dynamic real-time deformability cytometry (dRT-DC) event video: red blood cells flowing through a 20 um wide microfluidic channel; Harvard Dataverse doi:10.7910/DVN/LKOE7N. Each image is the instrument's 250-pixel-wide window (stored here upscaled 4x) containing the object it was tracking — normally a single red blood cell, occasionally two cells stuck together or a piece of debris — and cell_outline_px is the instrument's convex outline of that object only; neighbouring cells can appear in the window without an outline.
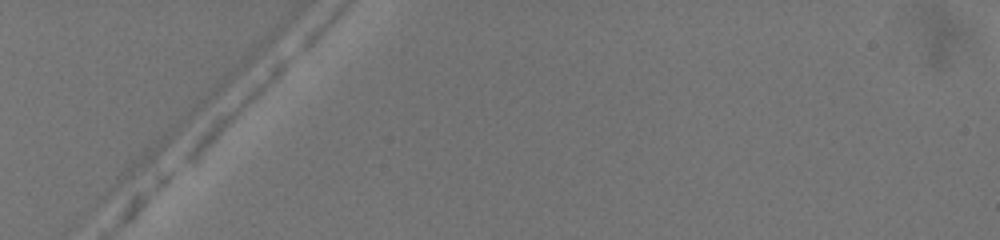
{"species": "common noctule bat (a hibernating species)", "species_latin": "Nyctalus noctula", "temperature_condition": "warm", "stored_images_in_passage": 2, "camera_frame_rate_fps": 3000, "um_per_image_px": 0.085, "animal": {"sex": "female", "body_mass_g": 19.5, "forearm_length_mm": 54.1}, "frame": {"image": 1, "passage_image": 1, "time_ms": 0.0, "image_size_px": [1000, 240], "cell_outline_px": [[296, 52], [288, 64], [260, 92], [188, 160], [180, 164], [184, 152], [196, 136], [220, 112], [280, 56], [292, 52]], "centroid_in_image_um": [20.13, 8.96], "position_along_channel_um": 64.9, "area_um2": 12.89}}